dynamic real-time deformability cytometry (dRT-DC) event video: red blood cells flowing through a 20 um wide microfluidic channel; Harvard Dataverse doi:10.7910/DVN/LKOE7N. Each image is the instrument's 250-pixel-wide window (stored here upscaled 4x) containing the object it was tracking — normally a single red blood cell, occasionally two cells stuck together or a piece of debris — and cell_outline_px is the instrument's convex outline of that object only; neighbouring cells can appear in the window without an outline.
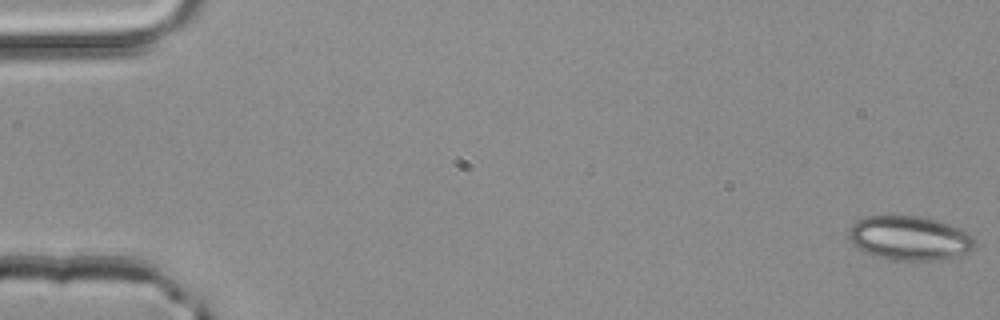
{"species": "common noctule bat (a hibernating species)", "species_latin": "Nyctalus noctula", "temperature_condition": "room temperature", "stored_images_in_passage": 4, "camera_frame_rate_fps": 3000, "um_per_image_px": 0.085, "animal": {"sex": "male", "body_mass_g": 20.4}, "frame": {"image": 1, "passage_image": 1, "time_ms": 0.0, "image_size_px": [1000, 320], "cell_outline_px": [[976, 244], [968, 252], [956, 256], [936, 260], [892, 260], [872, 256], [864, 252], [852, 244], [848, 236], [848, 228], [856, 220], [868, 216], [920, 216], [936, 220], [960, 228], [968, 232], [976, 240]], "centroid_in_image_um": [77.28, 20.24], "position_along_channel_um": 7.7, "area_um2": 32.71}}